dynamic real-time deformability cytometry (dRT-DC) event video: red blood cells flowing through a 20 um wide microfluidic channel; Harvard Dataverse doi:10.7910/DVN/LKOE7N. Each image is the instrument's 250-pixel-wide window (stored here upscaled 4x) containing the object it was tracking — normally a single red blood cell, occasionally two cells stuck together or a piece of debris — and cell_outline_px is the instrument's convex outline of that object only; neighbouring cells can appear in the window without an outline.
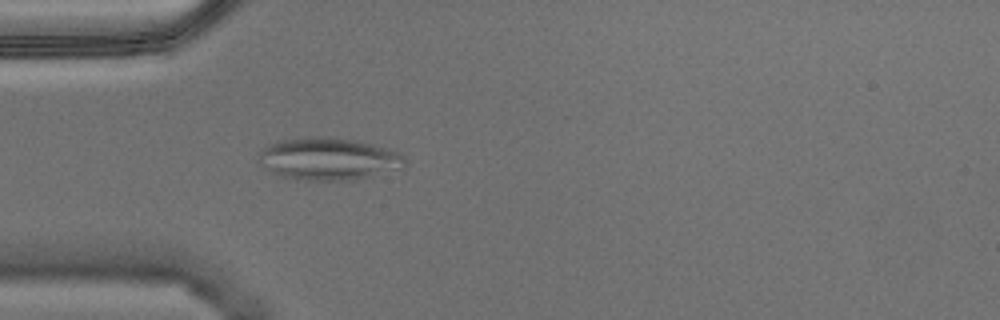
{"species": "Egyptian fruit bat (a non-hibernating species)", "species_latin": "Rousettus aegyptiacus", "temperature_condition": "warm", "stored_images_in_passage": 46, "camera_frame_rate_fps": 3000, "um_per_image_px": 0.085, "animal": {"sex": "male"}, "frame": {"image": 1, "passage_image": 7, "time_ms": 2.0, "image_size_px": [1000, 320], "cell_outline_px": [[404, 164], [400, 168], [372, 176], [356, 180], [304, 180], [280, 176], [260, 164], [256, 160], [260, 152], [268, 144], [276, 140], [300, 136], [328, 136], [356, 140], [372, 144], [396, 152], [404, 156]], "centroid_in_image_um": [27.85, 13.48], "position_along_channel_um": 57.2, "area_um2": 36.3}}
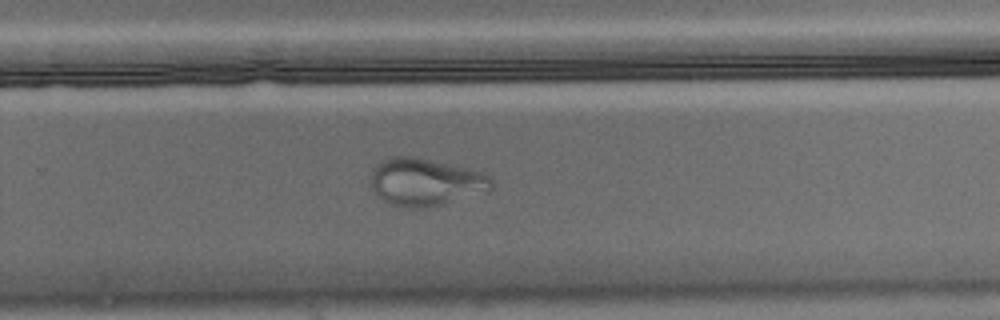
{"frame": {"image": 2, "passage_image": 27, "time_ms": 8.667, "image_size_px": [1000, 320], "cell_outline_px": [[492, 188], [440, 204], [424, 208], [408, 208], [392, 204], [384, 200], [372, 188], [372, 168], [376, 164], [392, 156], [412, 156], [484, 172], [492, 180]], "centroid_in_image_um": [36.11, 15.45], "position_along_channel_um": 293.7, "area_um2": 32.48}}